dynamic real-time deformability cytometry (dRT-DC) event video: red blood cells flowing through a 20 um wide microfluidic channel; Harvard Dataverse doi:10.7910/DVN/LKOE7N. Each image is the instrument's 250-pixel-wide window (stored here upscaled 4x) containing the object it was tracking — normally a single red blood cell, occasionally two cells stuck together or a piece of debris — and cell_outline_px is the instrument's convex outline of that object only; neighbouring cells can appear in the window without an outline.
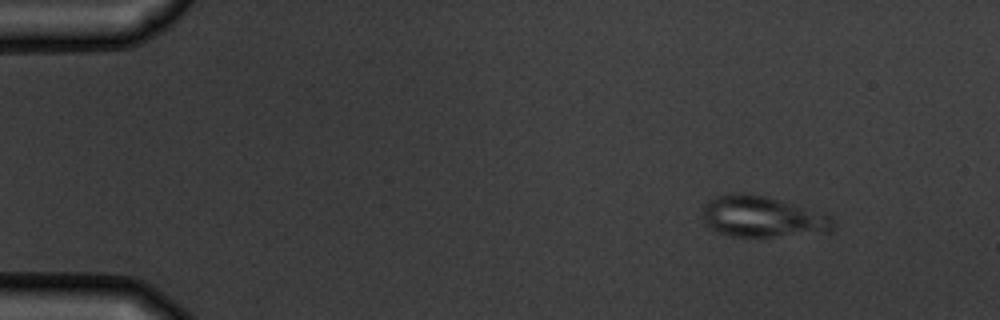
{"species": "common noctule bat (a hibernating species)", "species_latin": "Nyctalus noctula", "temperature_condition": "warm", "stored_images_in_passage": 4, "camera_frame_rate_fps": 3000, "um_per_image_px": 0.085, "animal": {"sex": "male", "body_mass_g": 19.5, "forearm_length_mm": 54.6}, "frame": {"image": 1, "passage_image": 1, "time_ms": 0.0, "image_size_px": [1000, 320], "cell_outline_px": [[836, 228], [832, 232], [772, 236], [732, 236], [716, 232], [708, 228], [704, 224], [704, 204], [708, 200], [716, 196], [732, 192], [740, 192], [764, 196], [828, 212], [832, 216], [836, 224]], "centroid_in_image_um": [64.87, 18.41], "position_along_channel_um": 20.1, "area_um2": 31.85}}